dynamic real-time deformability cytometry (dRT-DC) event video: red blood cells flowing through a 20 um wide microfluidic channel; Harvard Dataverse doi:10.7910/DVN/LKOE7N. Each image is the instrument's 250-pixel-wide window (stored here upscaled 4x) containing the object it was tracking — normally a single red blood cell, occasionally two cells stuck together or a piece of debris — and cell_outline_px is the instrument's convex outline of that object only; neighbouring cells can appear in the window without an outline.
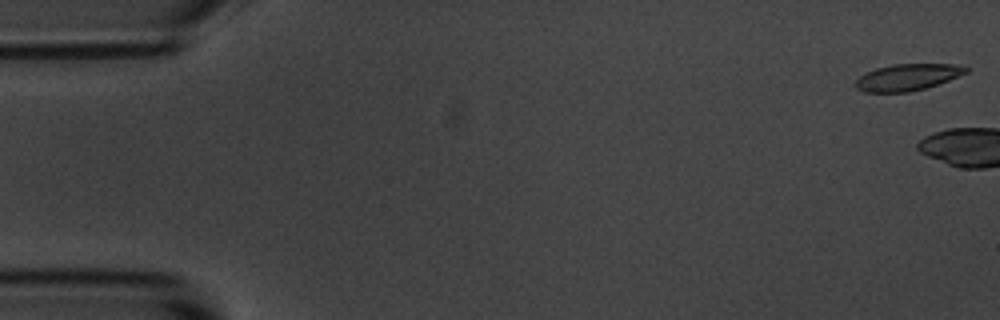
{"species": "common noctule bat (a hibernating species)", "species_latin": "Nyctalus noctula", "temperature_condition": "room temperature", "stored_images_in_passage": 2, "camera_frame_rate_fps": 3000, "um_per_image_px": 0.085, "animal": {"sex": "male", "body_mass_g": 20.1, "forearm_length_mm": 53.5}, "frame": {"image": 1, "passage_image": 1, "time_ms": 0.0, "image_size_px": [1000, 320], "cell_outline_px": [[968, 72], [948, 80], [924, 88], [908, 92], [864, 92], [856, 88], [856, 80], [860, 76], [876, 68], [892, 64], [952, 64], [968, 68]], "centroid_in_image_um": [77.11, 6.56], "position_along_channel_um": 7.9, "area_um2": 16.82}}